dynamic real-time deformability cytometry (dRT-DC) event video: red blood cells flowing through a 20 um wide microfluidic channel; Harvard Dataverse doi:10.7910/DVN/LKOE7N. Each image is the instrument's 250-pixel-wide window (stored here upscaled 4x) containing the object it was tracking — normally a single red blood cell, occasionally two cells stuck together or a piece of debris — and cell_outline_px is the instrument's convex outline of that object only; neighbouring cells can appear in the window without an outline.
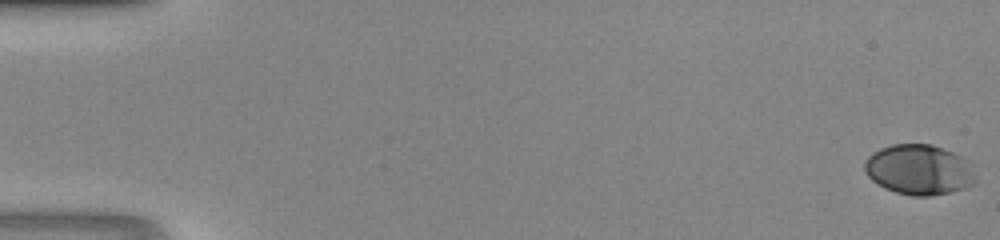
{"species": "human", "species_latin": "Homo sapiens", "temperature_condition": "room temperature", "stored_images_in_passage": 48, "camera_frame_rate_fps": 3000, "um_per_image_px": 0.085, "donor": {"sex": "male"}, "frame": {"image": 1, "passage_image": 1, "time_ms": 0.0, "image_size_px": [1000, 240], "cell_outline_px": [[976, 184], [952, 192], [928, 196], [912, 196], [896, 192], [884, 188], [872, 180], [868, 176], [864, 168], [864, 164], [868, 156], [872, 152], [880, 148], [892, 144], [932, 144], [952, 152], [960, 156], [964, 160], [972, 172]], "centroid_in_image_um": [78.07, 14.43], "position_along_channel_um": 6.9, "area_um2": 32.25}}
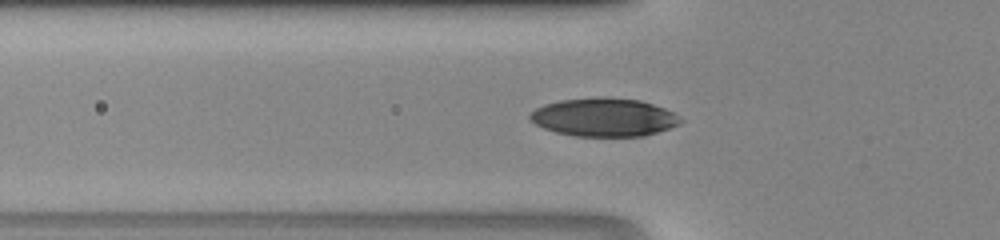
{"frame": {"image": 2, "passage_image": 18, "time_ms": 5.667, "image_size_px": [1000, 240], "cell_outline_px": [[684, 120], [680, 124], [644, 136], [576, 136], [556, 132], [544, 128], [528, 120], [528, 116], [536, 108], [544, 104], [560, 100], [604, 96], [640, 100], [676, 112]], "centroid_in_image_um": [51.35, 9.96], "position_along_channel_um": 74.5, "area_um2": 33.81}}
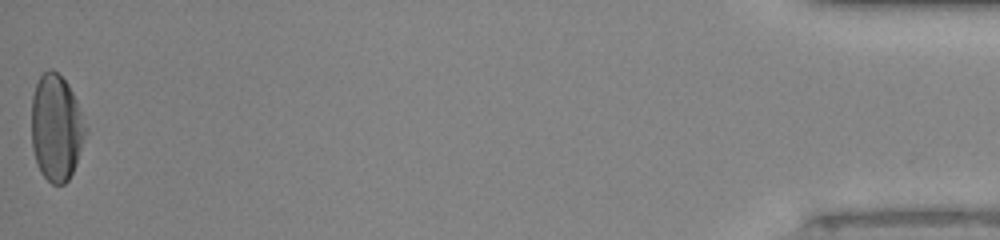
{"frame": {"image": 3, "passage_image": 48, "time_ms": 15.667, "image_size_px": [1000, 240], "cell_outline_px": [[88, 128], [76, 164], [68, 180], [64, 184], [52, 184], [40, 172], [36, 164], [32, 148], [32, 96], [36, 84], [40, 76], [48, 68], [52, 68], [68, 84], [76, 100]], "centroid_in_image_um": [4.78, 10.86], "position_along_channel_um": 430.4, "area_um2": 33.58}}